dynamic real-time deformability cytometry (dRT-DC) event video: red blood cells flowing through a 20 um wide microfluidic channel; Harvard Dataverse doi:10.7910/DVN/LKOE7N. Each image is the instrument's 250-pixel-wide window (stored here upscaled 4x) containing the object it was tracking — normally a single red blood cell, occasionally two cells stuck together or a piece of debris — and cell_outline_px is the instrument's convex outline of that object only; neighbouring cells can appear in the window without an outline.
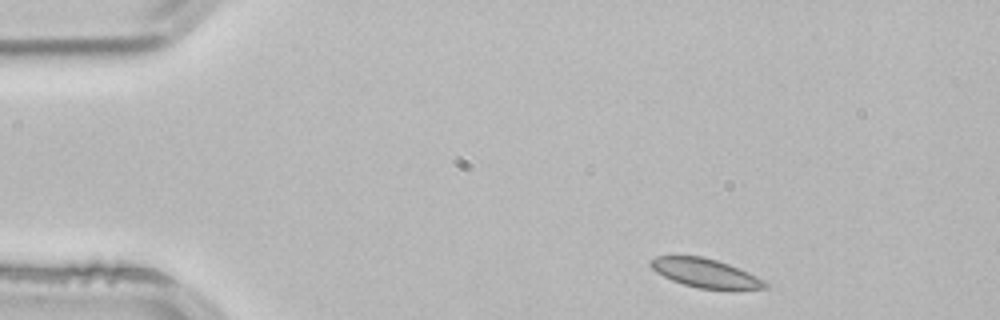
{"species": "common noctule bat (a hibernating species)", "species_latin": "Nyctalus noctula", "temperature_condition": "room temperature", "stored_images_in_passage": 3, "camera_frame_rate_fps": 3000, "um_per_image_px": 0.085, "animal": {"sex": "male", "body_mass_g": 21.5, "forearm_length_mm": 52.0}, "frame": {"image": 1, "passage_image": 1, "time_ms": 0.0, "image_size_px": [1000, 320], "cell_outline_px": [[768, 288], [696, 288], [672, 280], [656, 272], [648, 264], [656, 256], [704, 256], [728, 264], [748, 272], [764, 280], [768, 284]], "centroid_in_image_um": [59.92, 23.19], "position_along_channel_um": 25.1, "area_um2": 18.79}}
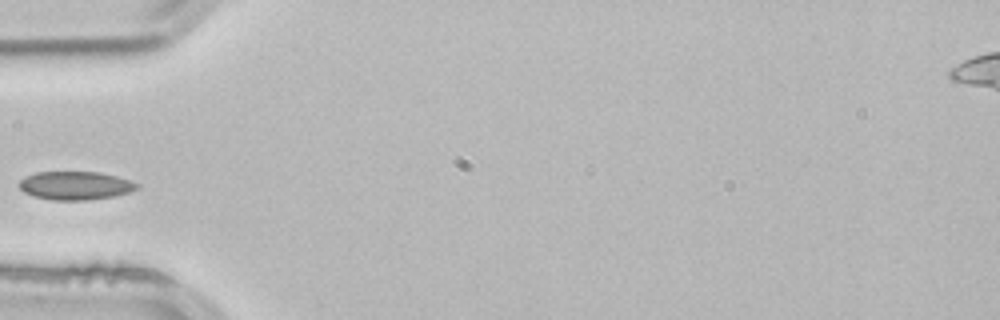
{"frame": {"image": 2, "passage_image": 3, "time_ms": 0.667, "image_size_px": [1000, 320], "cell_outline_px": [[140, 188], [128, 192], [112, 196], [88, 200], [52, 200], [32, 196], [24, 192], [16, 184], [24, 176], [36, 172], [100, 172], [116, 176], [140, 184]], "centroid_in_image_um": [6.36, 15.77], "position_along_channel_um": 78.6, "area_um2": 19.59}}